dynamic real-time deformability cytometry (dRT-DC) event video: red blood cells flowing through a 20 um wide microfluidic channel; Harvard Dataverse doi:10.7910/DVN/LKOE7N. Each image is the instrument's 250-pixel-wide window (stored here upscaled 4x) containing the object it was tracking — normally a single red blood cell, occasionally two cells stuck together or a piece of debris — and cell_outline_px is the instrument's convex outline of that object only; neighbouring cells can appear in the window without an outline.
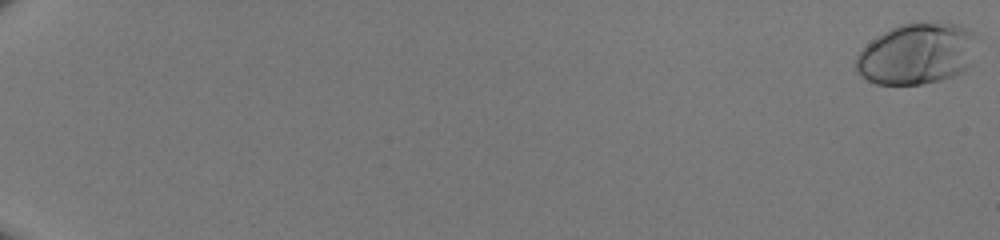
{"species": "human", "species_latin": "Homo sapiens", "temperature_condition": "room temperature", "stored_images_in_passage": 52, "camera_frame_rate_fps": 3000, "um_per_image_px": 0.085, "donor": {"sex": "male"}, "frame": {"image": 1, "passage_image": 1, "time_ms": 0.0, "image_size_px": [1000, 240], "cell_outline_px": [[976, 36], [972, 64], [964, 72], [940, 80], [920, 84], [876, 84], [860, 76], [856, 72], [856, 56], [876, 36], [900, 24], [916, 20], [956, 24], [968, 28]], "centroid_in_image_um": [77.95, 4.55], "position_along_channel_um": 7.1, "area_um2": 43.64}}
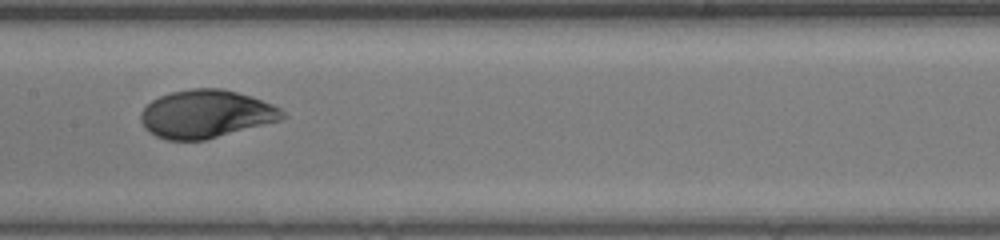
{"frame": {"image": 2, "passage_image": 31, "time_ms": 10.0, "image_size_px": [1000, 240], "cell_outline_px": [[288, 116], [280, 120], [204, 140], [168, 140], [156, 136], [148, 132], [144, 128], [140, 120], [140, 112], [152, 100], [160, 96], [172, 92], [192, 88], [220, 88], [252, 96], [272, 104], [280, 108]], "centroid_in_image_um": [17.49, 9.69], "position_along_channel_um": 189.9, "area_um2": 39.54}}
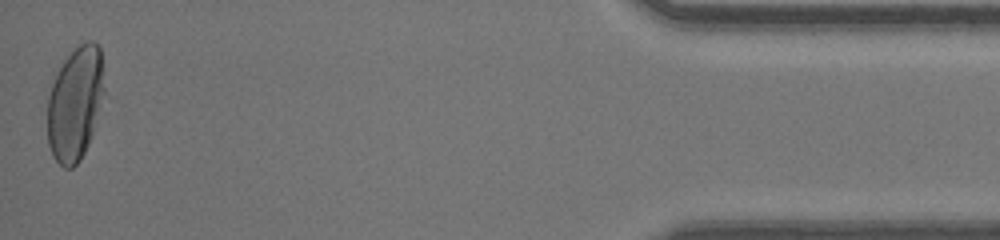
{"frame": {"image": 3, "passage_image": 52, "time_ms": 17.0, "image_size_px": [1000, 240], "cell_outline_px": [[104, 92], [92, 136], [80, 160], [72, 168], [64, 168], [52, 156], [48, 144], [48, 96], [52, 84], [64, 60], [80, 44], [88, 40], [92, 40], [100, 48], [104, 68]], "centroid_in_image_um": [6.41, 8.8], "position_along_channel_um": 428.8, "area_um2": 37.63}}